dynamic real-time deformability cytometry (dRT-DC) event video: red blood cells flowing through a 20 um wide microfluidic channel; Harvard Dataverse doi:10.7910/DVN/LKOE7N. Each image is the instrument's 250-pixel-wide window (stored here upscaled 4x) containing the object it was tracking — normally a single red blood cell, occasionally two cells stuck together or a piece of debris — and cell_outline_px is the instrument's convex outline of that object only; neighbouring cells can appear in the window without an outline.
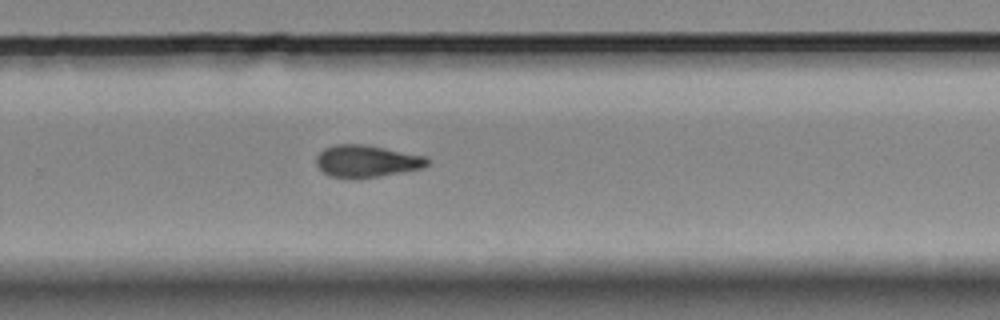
{"species": "Egyptian fruit bat (a non-hibernating species)", "species_latin": "Rousettus aegyptiacus", "temperature_condition": "room temperature", "stored_images_in_passage": 9, "camera_frame_rate_fps": 3000, "um_per_image_px": 0.085, "animal": {"sex": "female"}, "frame": {"image": 1, "passage_image": 9, "time_ms": 2.667, "image_size_px": [1000, 320], "cell_outline_px": [[428, 164], [420, 168], [356, 180], [328, 176], [316, 164], [316, 156], [324, 148], [336, 144], [368, 144], [428, 156]], "centroid_in_image_um": [31.14, 13.69], "position_along_channel_um": 298.7, "area_um2": 21.04}}